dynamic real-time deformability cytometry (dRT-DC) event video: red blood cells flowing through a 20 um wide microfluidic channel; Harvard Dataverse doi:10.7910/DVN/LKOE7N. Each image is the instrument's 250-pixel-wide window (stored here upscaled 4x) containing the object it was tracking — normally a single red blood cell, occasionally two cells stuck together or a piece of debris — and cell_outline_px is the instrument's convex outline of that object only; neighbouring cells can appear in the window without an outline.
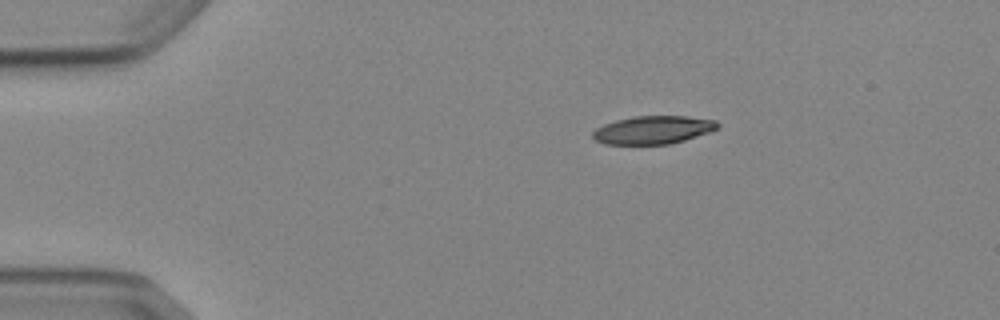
{"species": "Egyptian fruit bat (a non-hibernating species)", "species_latin": "Rousettus aegyptiacus", "temperature_condition": "cold", "stored_images_in_passage": 6, "camera_frame_rate_fps": 3000, "um_per_image_px": 0.085, "animal": {"sex": "female"}, "frame": {"image": 1, "passage_image": 1, "time_ms": 0.0, "image_size_px": [1000, 320], "cell_outline_px": [[720, 128], [712, 132], [684, 140], [668, 144], [604, 144], [596, 140], [592, 136], [592, 132], [596, 128], [604, 124], [616, 120], [636, 116], [688, 116], [716, 120], [720, 124]], "centroid_in_image_um": [55.56, 11.04], "position_along_channel_um": 29.4, "area_um2": 20.58}}
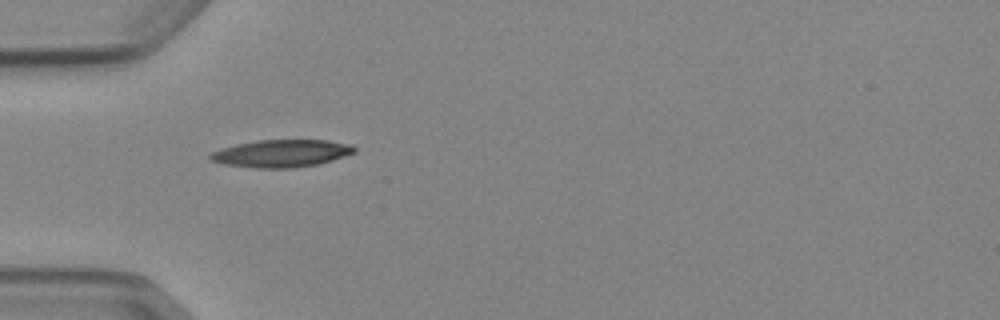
{"frame": {"image": 2, "passage_image": 3, "time_ms": 2.333, "image_size_px": [1000, 320], "cell_outline_px": [[356, 152], [320, 164], [292, 168], [256, 168], [224, 164], [212, 160], [208, 156], [212, 152], [220, 148], [236, 144], [260, 140], [328, 140], [352, 144], [356, 148]], "centroid_in_image_um": [23.95, 13.04], "position_along_channel_um": 61.1, "area_um2": 23.12}}
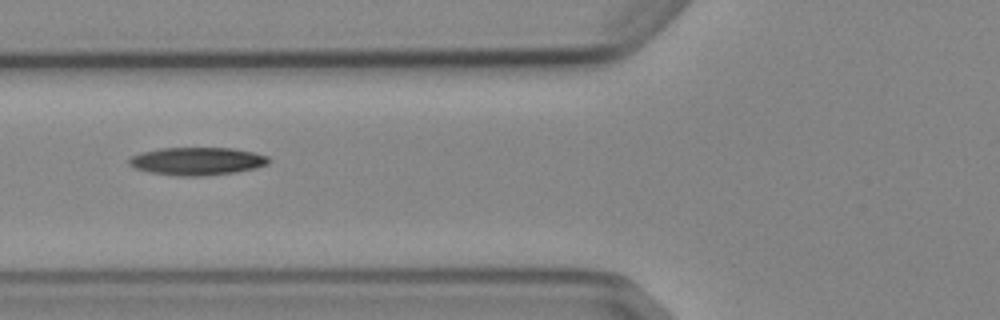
{"frame": {"image": 3, "passage_image": 4, "time_ms": 3.667, "image_size_px": [1000, 320], "cell_outline_px": [[268, 164], [256, 168], [236, 172], [204, 176], [176, 176], [148, 172], [136, 168], [128, 164], [128, 160], [132, 156], [144, 152], [160, 148], [232, 148], [252, 152], [268, 156]], "centroid_in_image_um": [16.75, 13.71], "position_along_channel_um": 109.1, "area_um2": 22.6}}